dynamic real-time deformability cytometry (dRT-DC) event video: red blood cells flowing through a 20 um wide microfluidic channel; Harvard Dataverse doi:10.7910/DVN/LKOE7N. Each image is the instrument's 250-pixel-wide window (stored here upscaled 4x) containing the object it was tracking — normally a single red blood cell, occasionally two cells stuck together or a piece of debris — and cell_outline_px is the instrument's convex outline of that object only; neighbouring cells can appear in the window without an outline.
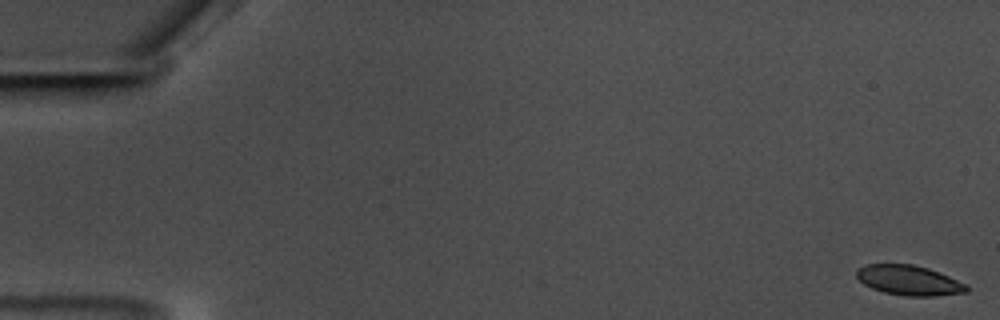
{"species": "common noctule bat (a hibernating species)", "species_latin": "Nyctalus noctula", "temperature_condition": "warm", "stored_images_in_passage": 59, "camera_frame_rate_fps": 3000, "um_per_image_px": 0.085, "animal": {"sex": "male", "body_mass_g": 17.5, "forearm_length_mm": 52.3}, "frame": {"image": 1, "passage_image": 1, "time_ms": 0.0, "image_size_px": [1000, 320], "cell_outline_px": [[968, 292], [936, 296], [904, 296], [884, 292], [872, 288], [864, 284], [856, 276], [856, 268], [864, 264], [912, 264], [928, 268], [968, 284]], "centroid_in_image_um": [77.26, 23.82], "position_along_channel_um": 7.7, "area_um2": 19.31}}
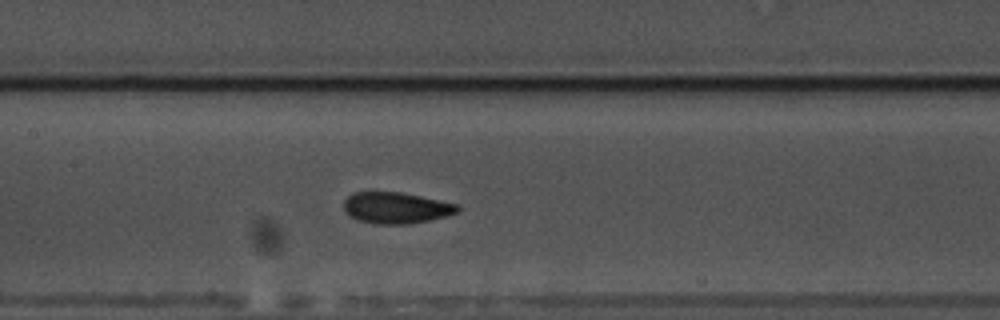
{"frame": {"image": 2, "passage_image": 29, "time_ms": 9.333, "image_size_px": [1000, 320], "cell_outline_px": [[460, 212], [412, 224], [372, 224], [356, 220], [348, 216], [344, 212], [344, 200], [352, 192], [400, 192], [420, 196], [456, 204], [460, 208]], "centroid_in_image_um": [33.61, 17.68], "position_along_channel_um": 173.8, "area_um2": 20.87}}
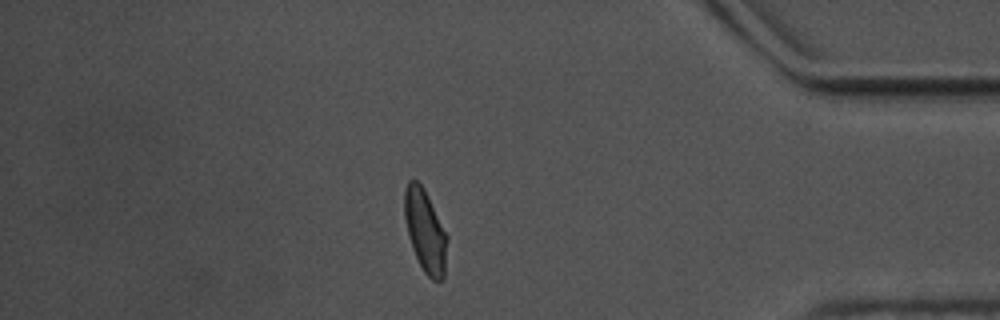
{"frame": {"image": 3, "passage_image": 51, "time_ms": 16.667, "image_size_px": [1000, 320], "cell_outline_px": [[448, 240], [444, 276], [440, 280], [432, 280], [424, 272], [412, 248], [408, 236], [404, 216], [404, 188], [408, 180], [416, 180], [424, 188], [448, 236]], "centroid_in_image_um": [36.14, 19.61], "position_along_channel_um": 399.1, "area_um2": 20.58}, "authors_computed_cell_mechanics": {"area_um2": 20.5768, "velocity_mm_per_s": 3.5147, "shape_relaxation_time_tau1_ms": 4.6322, "shape_relaxation_time_tau2_ms": 1.5309, "deformation_change_tau1": 0.1358, "deformation_change_tau2": 0.0589}}